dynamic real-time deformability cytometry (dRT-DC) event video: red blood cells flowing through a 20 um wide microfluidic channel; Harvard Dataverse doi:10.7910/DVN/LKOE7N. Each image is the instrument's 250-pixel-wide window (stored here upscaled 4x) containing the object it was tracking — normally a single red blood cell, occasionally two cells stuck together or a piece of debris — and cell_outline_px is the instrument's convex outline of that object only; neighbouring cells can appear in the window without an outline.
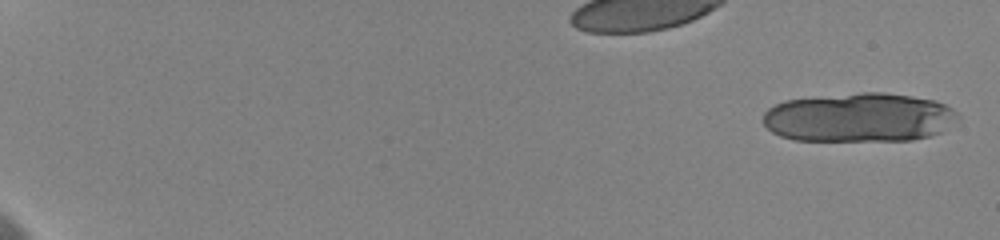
{"species": "human", "species_latin": "Homo sapiens", "temperature_condition": "cold", "stored_images_in_passage": 16, "camera_frame_rate_fps": 3000, "um_per_image_px": 0.085, "donor": {"sex": "female"}, "frame": {"image": 1, "passage_image": 1, "time_ms": 0.0, "image_size_px": [1000, 240], "cell_outline_px": [[960, 116], [940, 132], [928, 136], [912, 140], [792, 140], [780, 136], [772, 132], [764, 124], [764, 112], [768, 108], [784, 100], [860, 92], [884, 92], [912, 96], [936, 100], [952, 108]], "centroid_in_image_um": [73.01, 9.98], "position_along_channel_um": 12.0, "area_um2": 55.6}}